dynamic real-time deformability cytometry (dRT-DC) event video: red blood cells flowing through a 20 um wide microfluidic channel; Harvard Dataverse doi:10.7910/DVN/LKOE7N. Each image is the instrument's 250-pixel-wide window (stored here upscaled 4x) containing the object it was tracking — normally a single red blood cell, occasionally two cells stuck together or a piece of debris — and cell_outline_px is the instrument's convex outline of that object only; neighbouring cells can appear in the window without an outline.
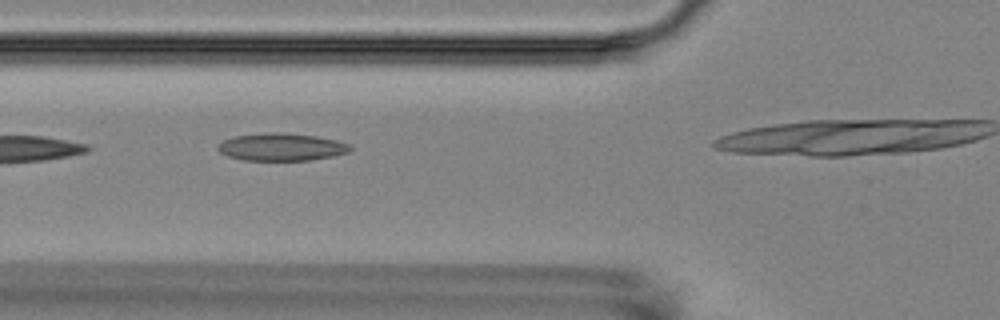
{"species": "Egyptian fruit bat (a non-hibernating species)", "species_latin": "Rousettus aegyptiacus", "temperature_condition": "room temperature", "stored_images_in_passage": 7, "camera_frame_rate_fps": 3000, "um_per_image_px": 0.085, "animal": {"sex": "female"}, "frame": {"image": 1, "passage_image": 5, "time_ms": 4.667, "image_size_px": [1000, 320], "cell_outline_px": [[352, 148], [348, 152], [332, 156], [308, 160], [244, 160], [228, 156], [220, 152], [216, 148], [224, 140], [232, 136], [264, 132], [280, 132], [316, 136], [336, 140], [352, 144]], "centroid_in_image_um": [23.92, 12.48], "position_along_channel_um": 101.9, "area_um2": 21.27}}